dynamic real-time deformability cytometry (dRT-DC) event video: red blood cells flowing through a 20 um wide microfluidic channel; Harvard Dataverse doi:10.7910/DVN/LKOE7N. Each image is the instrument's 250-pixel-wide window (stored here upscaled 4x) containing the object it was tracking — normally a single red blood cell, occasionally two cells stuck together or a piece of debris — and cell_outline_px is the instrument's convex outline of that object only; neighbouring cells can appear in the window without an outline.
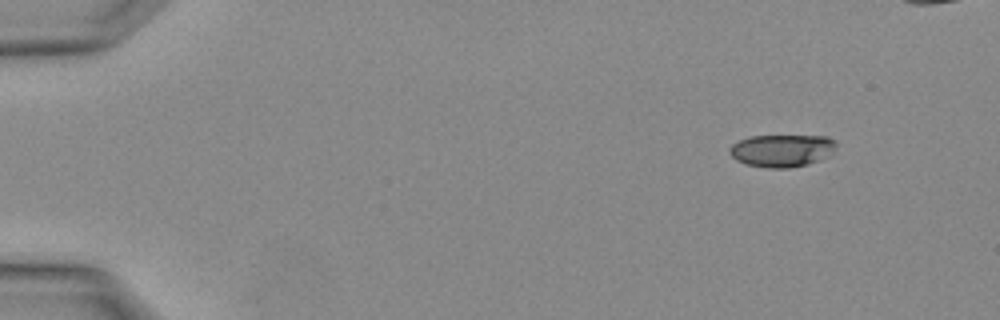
{"species": "Egyptian fruit bat (a non-hibernating species)", "species_latin": "Rousettus aegyptiacus", "temperature_condition": "warm", "stored_images_in_passage": 2, "camera_frame_rate_fps": 3000, "um_per_image_px": 0.085, "animal": {"sex": "female"}, "frame": {"image": 1, "passage_image": 1, "time_ms": 0.0, "image_size_px": [1000, 320], "cell_outline_px": [[836, 148], [828, 156], [808, 164], [788, 168], [768, 168], [744, 164], [736, 160], [732, 156], [728, 148], [732, 144], [748, 136], [828, 136], [836, 140]], "centroid_in_image_um": [66.46, 12.79], "position_along_channel_um": 18.5, "area_um2": 20.29}}